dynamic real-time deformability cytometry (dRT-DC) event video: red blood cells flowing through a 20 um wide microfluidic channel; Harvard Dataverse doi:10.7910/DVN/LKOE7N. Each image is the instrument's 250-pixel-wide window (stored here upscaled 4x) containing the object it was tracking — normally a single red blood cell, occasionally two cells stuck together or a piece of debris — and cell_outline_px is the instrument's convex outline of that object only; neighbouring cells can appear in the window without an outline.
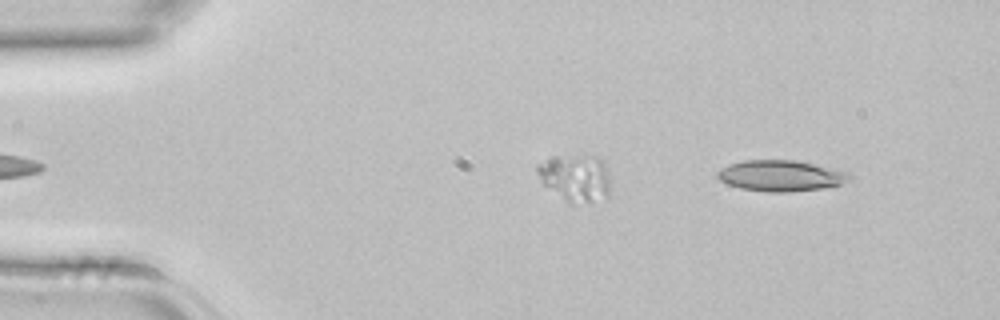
{"species": "common noctule bat (a hibernating species)", "species_latin": "Nyctalus noctula", "temperature_condition": "room temperature", "stored_images_in_passage": 37, "camera_frame_rate_fps": 3000, "um_per_image_px": 0.085, "animal": {"sex": "female", "body_mass_g": 22.7, "forearm_length_mm": 54.2}, "frame": {"image": 1, "passage_image": 2, "time_ms": 0.333, "image_size_px": [1000, 320], "cell_outline_px": [[852, 180], [840, 184], [824, 188], [792, 192], [764, 192], [740, 188], [728, 184], [720, 180], [716, 176], [716, 172], [720, 168], [728, 164], [744, 160], [796, 160], [848, 172], [852, 176]], "centroid_in_image_um": [66.35, 14.94], "position_along_channel_um": 18.6, "area_um2": 24.04}}
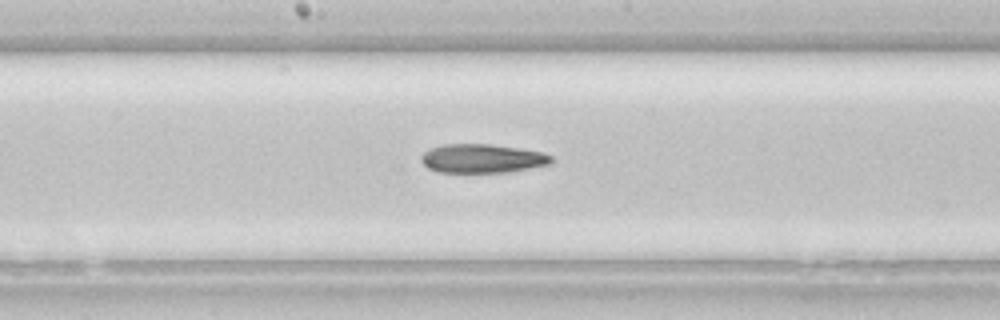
{"frame": {"image": 2, "passage_image": 20, "time_ms": 6.333, "image_size_px": [1000, 320], "cell_outline_px": [[552, 164], [508, 172], [440, 172], [428, 168], [420, 160], [420, 156], [428, 148], [444, 144], [492, 144], [520, 148], [544, 152], [552, 156]], "centroid_in_image_um": [41.0, 13.46], "position_along_channel_um": 207.2, "area_um2": 22.08}}
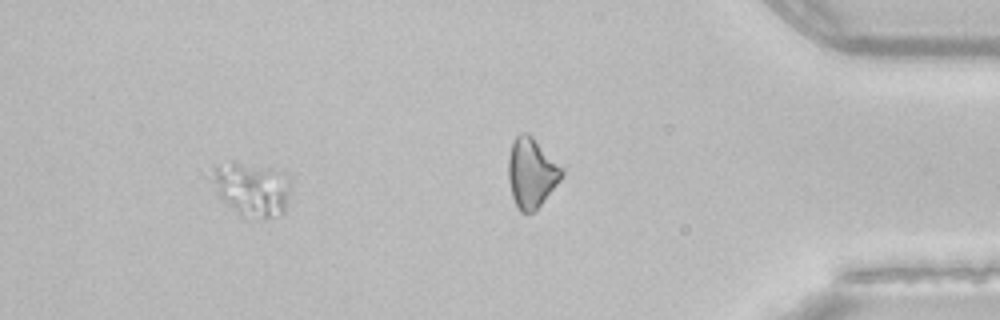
{"frame": {"image": 3, "passage_image": 33, "time_ms": 10.667, "image_size_px": [1000, 320], "cell_outline_px": [[292, 176], [284, 212], [280, 216], [248, 220], [240, 216], [200, 176], [200, 172], [232, 160], [292, 172]], "centroid_in_image_um": [21.29, 16.01], "position_along_channel_um": 413.9, "area_um2": 26.7}}